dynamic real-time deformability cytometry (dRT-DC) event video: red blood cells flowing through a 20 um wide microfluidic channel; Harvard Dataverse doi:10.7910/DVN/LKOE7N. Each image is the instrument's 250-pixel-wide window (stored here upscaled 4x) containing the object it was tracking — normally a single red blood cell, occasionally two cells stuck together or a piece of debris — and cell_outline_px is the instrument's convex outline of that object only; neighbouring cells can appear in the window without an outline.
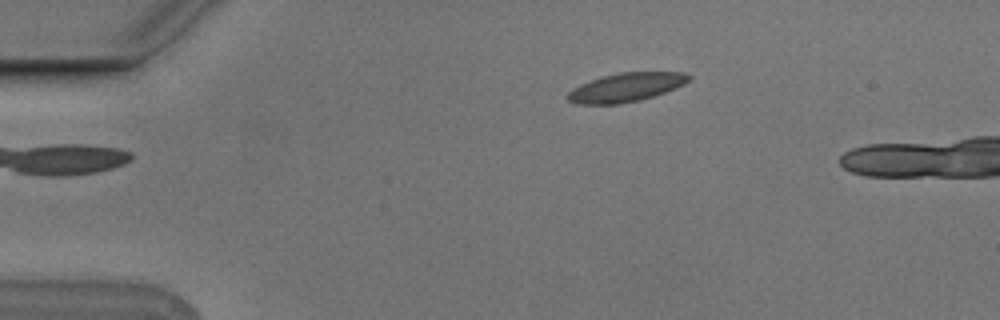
{"species": "Egyptian fruit bat (a non-hibernating species)", "species_latin": "Rousettus aegyptiacus", "temperature_condition": "cold", "stored_images_in_passage": 5, "camera_frame_rate_fps": 3000, "um_per_image_px": 0.085, "animal": {"sex": "male"}, "frame": {"image": 1, "passage_image": 5, "time_ms": 1.333, "image_size_px": [1000, 320], "cell_outline_px": [[692, 76], [684, 84], [676, 88], [640, 100], [620, 104], [576, 104], [568, 100], [564, 96], [572, 88], [580, 84], [604, 76], [620, 72], [684, 72]], "centroid_in_image_um": [53.18, 7.43], "position_along_channel_um": 31.8, "area_um2": 20.29}}